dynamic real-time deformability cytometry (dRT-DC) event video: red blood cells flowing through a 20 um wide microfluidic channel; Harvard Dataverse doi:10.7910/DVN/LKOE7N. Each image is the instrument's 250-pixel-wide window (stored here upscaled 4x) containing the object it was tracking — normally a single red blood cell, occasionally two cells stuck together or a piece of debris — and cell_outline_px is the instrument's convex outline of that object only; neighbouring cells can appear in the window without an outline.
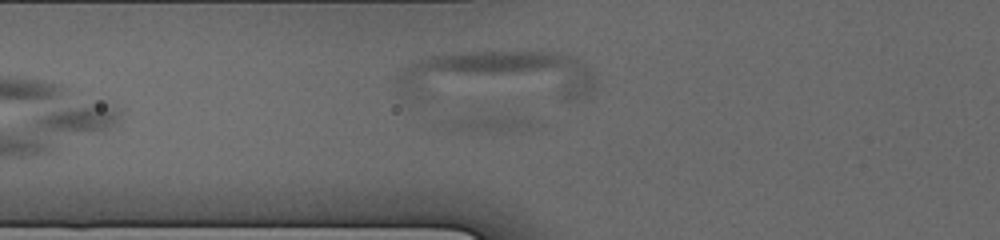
{"species": "human", "species_latin": "Homo sapiens", "temperature_condition": "cold", "stored_images_in_passage": 5, "camera_frame_rate_fps": 3000, "um_per_image_px": 0.085, "donor": {"sex": "male"}, "frame": {"image": 1, "passage_image": 5, "time_ms": 3.0, "image_size_px": [1000, 240], "cell_outline_px": [[592, 92], [588, 96], [568, 100], [424, 104], [404, 104], [396, 92], [396, 80], [404, 64], [424, 56], [452, 52], [512, 48], [524, 48], [560, 52], [572, 56], [592, 76]], "centroid_in_image_um": [41.91, 6.58], "position_along_channel_um": 83.9, "area_um2": 66.87}}